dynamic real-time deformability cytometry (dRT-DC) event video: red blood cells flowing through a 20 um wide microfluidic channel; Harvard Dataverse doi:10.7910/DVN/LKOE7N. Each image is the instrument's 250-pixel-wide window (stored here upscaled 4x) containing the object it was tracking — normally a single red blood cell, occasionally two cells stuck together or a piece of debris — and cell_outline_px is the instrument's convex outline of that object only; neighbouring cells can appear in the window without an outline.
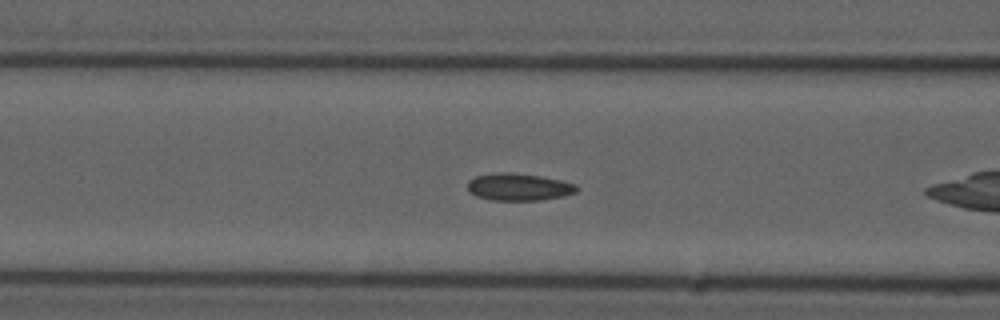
{"species": "common noctule bat (a hibernating species)", "species_latin": "Nyctalus noctula", "temperature_condition": "cold", "stored_images_in_passage": 42, "camera_frame_rate_fps": 3000, "um_per_image_px": 0.085, "animal": {"sex": "male", "forearm_length_mm": 52.5}, "frame": {"image": 1, "passage_image": 8, "time_ms": 2.333, "image_size_px": [1000, 320], "cell_outline_px": [[580, 188], [576, 192], [564, 196], [540, 200], [492, 200], [476, 196], [468, 192], [468, 180], [476, 176], [496, 172], [512, 172], [540, 176], [560, 180], [576, 184]], "centroid_in_image_um": [44.09, 15.89], "position_along_channel_um": 122.5, "area_um2": 17.46}}
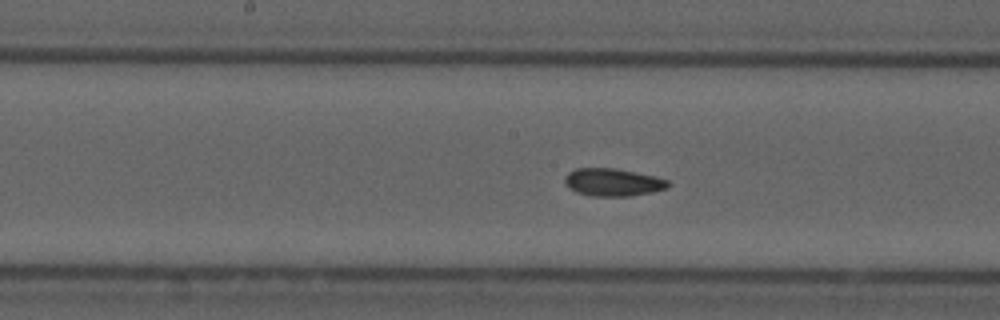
{"frame": {"image": 2, "passage_image": 14, "time_ms": 4.333, "image_size_px": [1000, 320], "cell_outline_px": [[672, 184], [668, 188], [652, 192], [632, 196], [592, 196], [576, 192], [568, 188], [564, 184], [564, 176], [568, 172], [576, 168], [616, 168], [656, 176], [668, 180]], "centroid_in_image_um": [52.1, 15.49], "position_along_channel_um": 196.1, "area_um2": 16.99}}
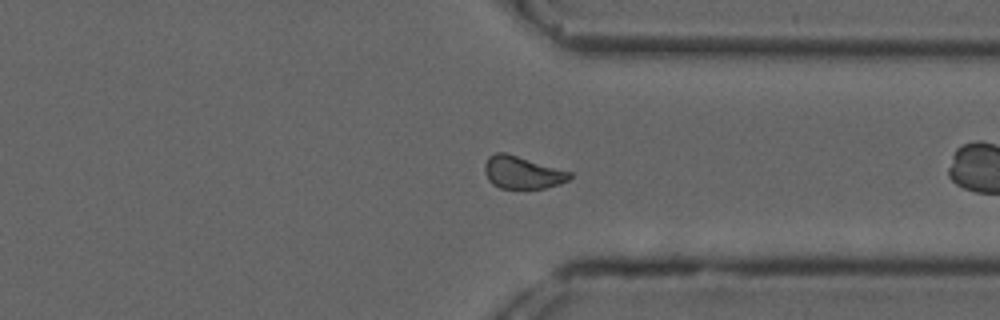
{"frame": {"image": 3, "passage_image": 28, "time_ms": 9.0, "image_size_px": [1000, 320], "cell_outline_px": [[572, 176], [568, 180], [560, 184], [544, 188], [500, 188], [492, 184], [488, 180], [484, 172], [484, 164], [488, 156], [496, 152], [504, 152], [572, 172]], "centroid_in_image_um": [44.37, 14.66], "position_along_channel_um": 367.0, "area_um2": 16.13}, "authors_computed_cell_mechanics": {"area_um2": 16.7331, "velocity_mm_per_s": 3.682, "shape_relaxation_time_tau1_ms": null, "shape_relaxation_time_tau2_ms": 2.1812, "deformation_change_tau1": null, "deformation_change_tau2": 0.054}}